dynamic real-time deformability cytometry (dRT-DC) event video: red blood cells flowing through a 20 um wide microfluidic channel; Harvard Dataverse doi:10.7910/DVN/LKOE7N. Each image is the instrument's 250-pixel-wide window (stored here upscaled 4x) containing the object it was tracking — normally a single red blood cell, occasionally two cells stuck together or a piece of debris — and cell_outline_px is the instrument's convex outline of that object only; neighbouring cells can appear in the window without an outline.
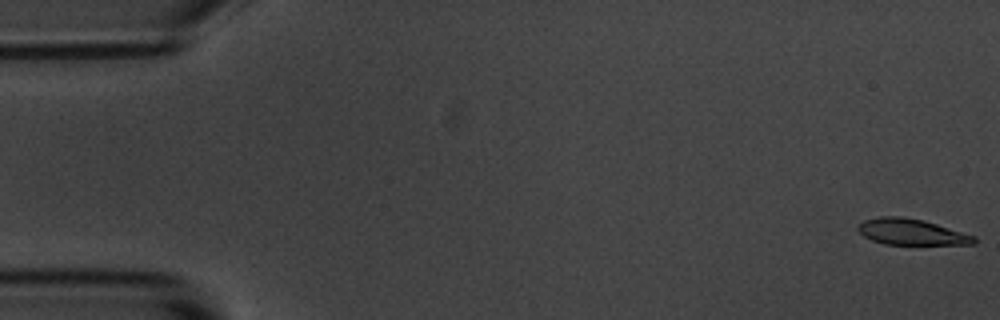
{"species": "common noctule bat (a hibernating species)", "species_latin": "Nyctalus noctula", "temperature_condition": "room temperature", "stored_images_in_passage": 15, "camera_frame_rate_fps": 3000, "um_per_image_px": 0.085, "animal": {"sex": "male", "body_mass_g": 20.1, "forearm_length_mm": 53.5}, "frame": {"image": 1, "passage_image": 1, "time_ms": 0.0, "image_size_px": [1000, 320], "cell_outline_px": [[976, 244], [884, 244], [872, 240], [864, 236], [856, 228], [864, 220], [880, 216], [900, 216], [924, 220], [976, 236]], "centroid_in_image_um": [77.47, 19.71], "position_along_channel_um": 7.5, "area_um2": 17.51}}
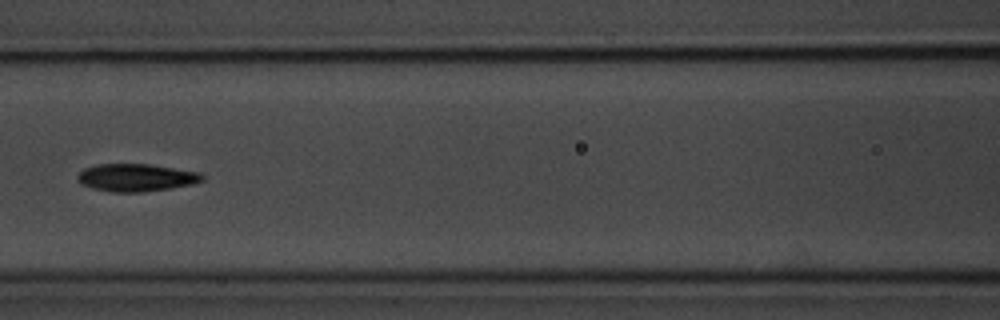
{"frame": {"image": 2, "passage_image": 7, "time_ms": 7.667, "image_size_px": [1000, 320], "cell_outline_px": [[204, 180], [192, 184], [172, 188], [144, 192], [112, 192], [92, 188], [80, 184], [76, 176], [84, 168], [96, 164], [148, 164], [200, 172], [204, 176]], "centroid_in_image_um": [11.56, 15.1], "position_along_channel_um": 155.0, "area_um2": 20.17}}
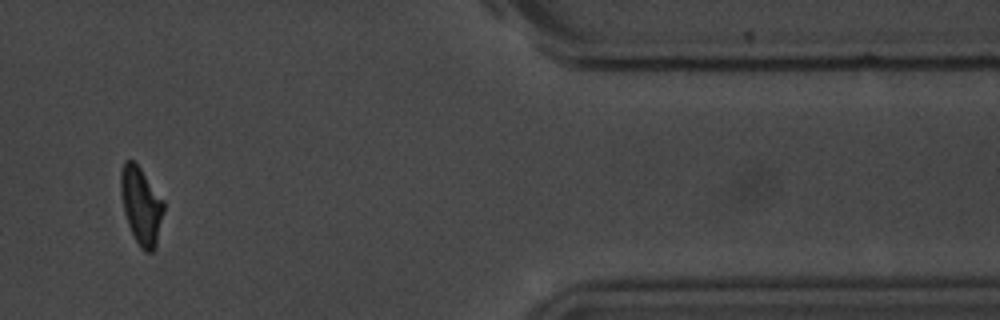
{"frame": {"image": 3, "passage_image": 13, "time_ms": 15.333, "image_size_px": [1000, 320], "cell_outline_px": [[164, 212], [156, 248], [152, 252], [144, 252], [140, 248], [128, 224], [124, 212], [120, 192], [120, 172], [124, 160], [132, 160], [140, 168], [164, 200]], "centroid_in_image_um": [12.0, 17.49], "position_along_channel_um": 399.4, "area_um2": 19.48}, "authors_computed_cell_mechanics": {"area_um2": 18.9006, "velocity_mm_per_s": 3.682, "shape_relaxation_time_tau1_ms": 2.2593, "shape_relaxation_time_tau2_ms": null, "deformation_change_tau1": 0.1151, "deformation_change_tau2": null}}